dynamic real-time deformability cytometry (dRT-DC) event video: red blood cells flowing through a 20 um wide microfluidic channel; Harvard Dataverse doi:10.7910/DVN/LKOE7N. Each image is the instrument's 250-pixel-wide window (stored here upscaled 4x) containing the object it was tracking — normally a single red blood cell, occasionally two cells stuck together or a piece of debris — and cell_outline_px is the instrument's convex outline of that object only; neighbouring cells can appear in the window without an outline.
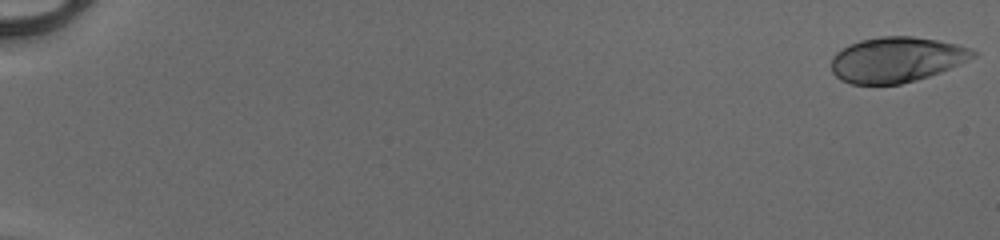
{"species": "human", "species_latin": "Homo sapiens", "temperature_condition": "cold", "stored_images_in_passage": 52, "camera_frame_rate_fps": 3000, "um_per_image_px": 0.085, "donor": {"sex": "male"}, "frame": {"image": 1, "passage_image": 1, "time_ms": 0.0, "image_size_px": [1000, 240], "cell_outline_px": [[980, 52], [976, 56], [960, 64], [940, 72], [916, 80], [900, 84], [852, 84], [840, 80], [832, 72], [832, 56], [836, 52], [848, 44], [860, 40], [880, 36], [912, 36], [936, 40], [956, 44], [972, 48]], "centroid_in_image_um": [76.21, 5.06], "position_along_channel_um": 8.8, "area_um2": 37.57}}
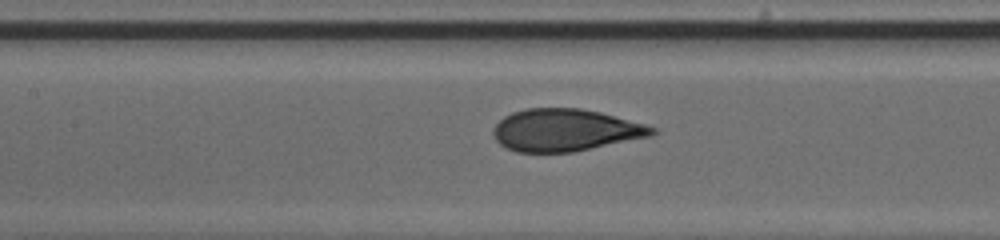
{"frame": {"image": 2, "passage_image": 27, "time_ms": 8.667, "image_size_px": [1000, 240], "cell_outline_px": [[660, 132], [652, 136], [572, 152], [516, 152], [500, 144], [496, 140], [492, 132], [496, 124], [504, 116], [512, 112], [528, 108], [580, 108], [600, 112], [644, 124], [656, 128]], "centroid_in_image_um": [48.06, 11.06], "position_along_channel_um": 159.3, "area_um2": 39.02}}
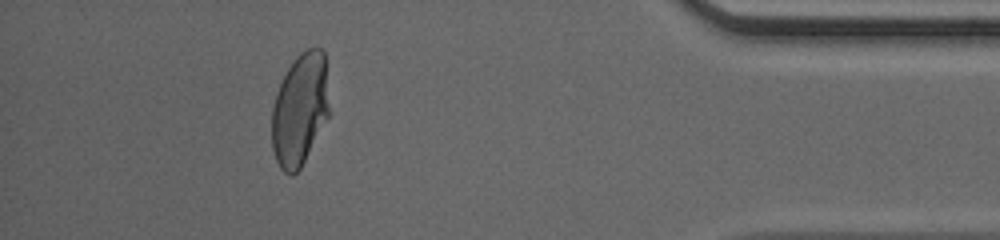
{"frame": {"image": 3, "passage_image": 48, "time_ms": 15.667, "image_size_px": [1000, 240], "cell_outline_px": [[332, 112], [300, 168], [292, 176], [288, 176], [280, 168], [276, 160], [272, 148], [272, 108], [276, 92], [292, 60], [300, 52], [308, 48], [320, 48], [324, 52]], "centroid_in_image_um": [25.53, 9.3], "position_along_channel_um": 409.7, "area_um2": 38.38}, "authors_computed_cell_mechanics": {"area_um2": 38.8705, "velocity_mm_per_s": 4.1236, "shape_relaxation_time_tau1_ms": 3.8832, "shape_relaxation_time_tau2_ms": null, "deformation_change_tau1": 0.1806, "deformation_change_tau2": null}}